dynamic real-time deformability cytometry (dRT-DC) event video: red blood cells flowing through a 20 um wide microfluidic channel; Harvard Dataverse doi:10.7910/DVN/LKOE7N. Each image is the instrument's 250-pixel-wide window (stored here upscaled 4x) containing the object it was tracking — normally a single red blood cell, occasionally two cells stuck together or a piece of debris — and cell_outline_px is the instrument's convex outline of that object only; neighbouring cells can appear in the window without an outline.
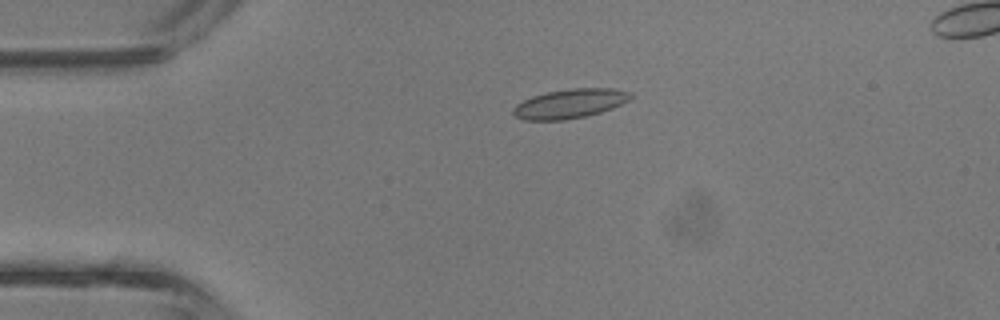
{"species": "common noctule bat (a hibernating species)", "species_latin": "Nyctalus noctula", "temperature_condition": "room temperature", "stored_images_in_passage": 5, "camera_frame_rate_fps": 3000, "um_per_image_px": 0.085, "animal": {"sex": "male", "body_mass_g": 13.3}, "frame": {"image": 1, "passage_image": 3, "time_ms": 0.667, "image_size_px": [1000, 320], "cell_outline_px": [[632, 96], [628, 100], [612, 108], [600, 112], [584, 116], [564, 120], [524, 120], [516, 116], [512, 112], [512, 108], [516, 104], [532, 96], [544, 92], [572, 88], [612, 88], [632, 92]], "centroid_in_image_um": [48.41, 8.8], "position_along_channel_um": 36.6, "area_um2": 20.0}}
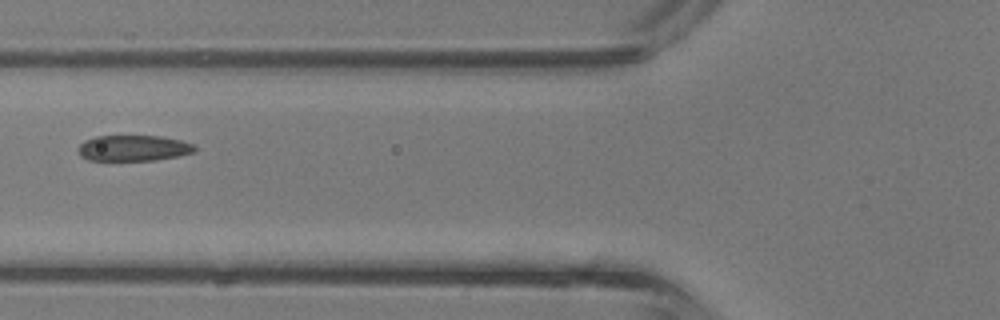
{"frame": {"image": 2, "passage_image": 5, "time_ms": 1.333, "image_size_px": [1000, 320], "cell_outline_px": [[196, 152], [156, 160], [88, 160], [80, 156], [76, 148], [84, 140], [96, 136], [160, 136], [180, 140], [192, 144], [196, 148]], "centroid_in_image_um": [11.3, 12.59], "position_along_channel_um": 114.5, "area_um2": 17.57}}